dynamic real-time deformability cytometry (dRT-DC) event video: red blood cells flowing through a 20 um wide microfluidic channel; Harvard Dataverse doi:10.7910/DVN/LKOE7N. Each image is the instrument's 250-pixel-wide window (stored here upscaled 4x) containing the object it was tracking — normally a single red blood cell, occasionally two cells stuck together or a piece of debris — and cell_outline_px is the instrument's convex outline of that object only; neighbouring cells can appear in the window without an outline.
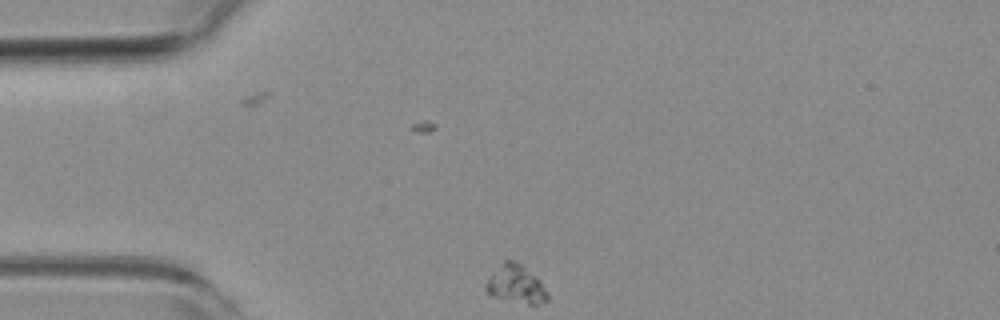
{"species": "common noctule bat (a hibernating species)", "species_latin": "Nyctalus noctula", "temperature_condition": "room temperature", "stored_images_in_passage": 39, "camera_frame_rate_fps": 3000, "um_per_image_px": 0.085, "animal": {"sex": "female", "body_mass_g": 19.3, "forearm_length_mm": 54.1}, "frame": {"image": 1, "passage_image": 1, "time_ms": 0.0, "image_size_px": [1000, 320], "cell_outline_px": [[548, 300], [540, 304], [528, 304], [492, 296], [484, 288], [484, 284], [504, 260], [516, 260], [540, 280], [548, 292]], "centroid_in_image_um": [43.88, 24.16], "position_along_channel_um": 41.1, "area_um2": 13.53}}
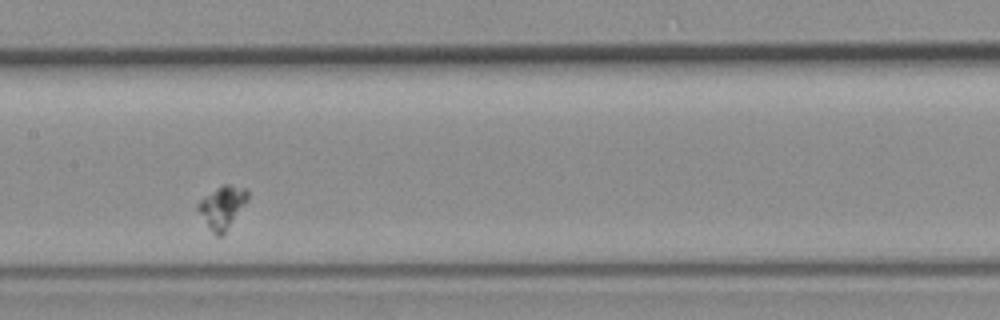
{"frame": {"image": 2, "passage_image": 16, "time_ms": 5.0, "image_size_px": [1000, 320], "cell_outline_px": [[248, 200], [224, 232], [220, 236], [216, 236], [212, 232], [196, 208], [196, 204], [204, 196], [224, 184], [228, 184], [248, 188]], "centroid_in_image_um": [18.89, 17.58], "position_along_channel_um": 188.5, "area_um2": 12.02}}
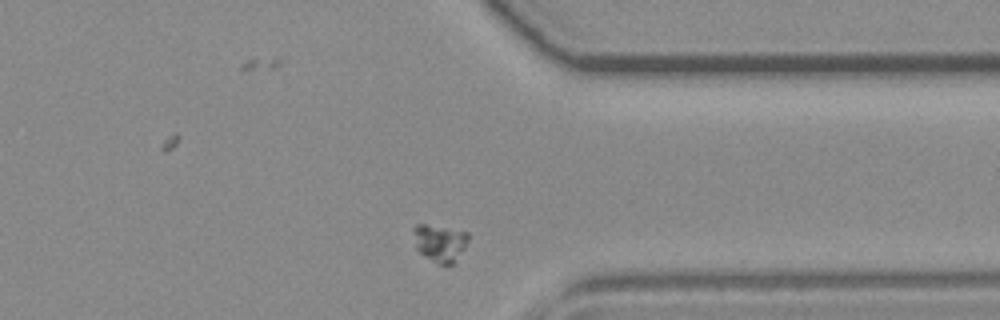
{"frame": {"image": 3, "passage_image": 32, "time_ms": 10.333, "image_size_px": [1000, 320], "cell_outline_px": [[468, 240], [456, 264], [440, 264], [420, 252], [416, 248], [412, 232], [412, 228], [416, 224], [428, 224], [468, 232]], "centroid_in_image_um": [37.39, 20.63], "position_along_channel_um": 374.0, "area_um2": 11.96}, "authors_computed_cell_mechanics": {"area_um2": 12.138, "velocity_mm_per_s": 3.5457, "shape_relaxation_time_tau1_ms": 1.0283, "shape_relaxation_time_tau2_ms": null, "deformation_change_tau1": 0.0195, "deformation_change_tau2": null}}